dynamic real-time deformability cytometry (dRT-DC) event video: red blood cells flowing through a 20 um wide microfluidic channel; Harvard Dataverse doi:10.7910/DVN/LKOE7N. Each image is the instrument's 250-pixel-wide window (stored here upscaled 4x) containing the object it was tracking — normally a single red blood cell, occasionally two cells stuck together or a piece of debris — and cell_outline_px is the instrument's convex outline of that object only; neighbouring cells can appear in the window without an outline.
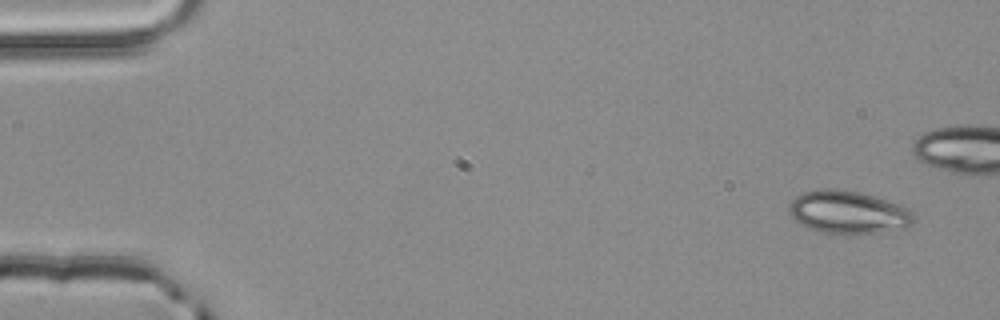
{"species": "common noctule bat (a hibernating species)", "species_latin": "Nyctalus noctula", "temperature_condition": "room temperature", "stored_images_in_passage": 5, "camera_frame_rate_fps": 3000, "um_per_image_px": 0.085, "animal": {"sex": "male", "body_mass_g": 20.4}, "frame": {"image": 1, "passage_image": 1, "time_ms": 0.0, "image_size_px": [1000, 320], "cell_outline_px": [[916, 220], [912, 224], [904, 228], [848, 236], [824, 232], [808, 228], [800, 224], [788, 212], [788, 204], [796, 196], [804, 192], [820, 188], [836, 188], [860, 192], [876, 196], [900, 204], [908, 208], [916, 216]], "centroid_in_image_um": [72.11, 18.04], "position_along_channel_um": 12.9, "area_um2": 31.79}}